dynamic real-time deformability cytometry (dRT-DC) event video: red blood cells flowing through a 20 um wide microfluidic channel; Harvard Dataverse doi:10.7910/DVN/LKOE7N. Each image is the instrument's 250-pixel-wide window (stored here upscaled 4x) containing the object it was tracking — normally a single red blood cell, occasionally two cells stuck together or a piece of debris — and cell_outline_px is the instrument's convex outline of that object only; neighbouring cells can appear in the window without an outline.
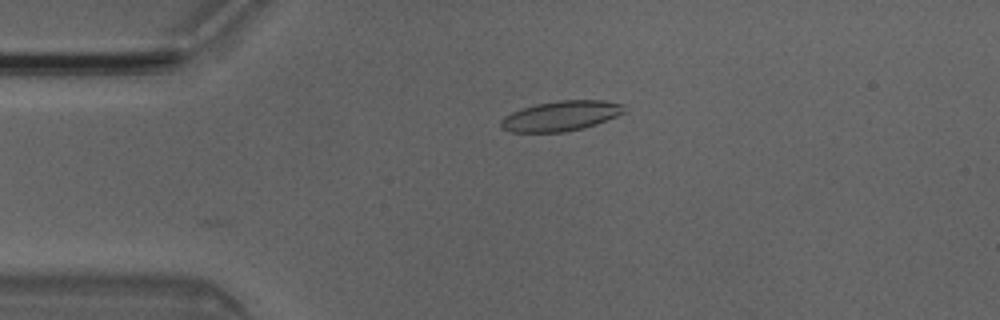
{"species": "Egyptian fruit bat (a non-hibernating species)", "species_latin": "Rousettus aegyptiacus", "temperature_condition": "room temperature", "stored_images_in_passage": 2, "camera_frame_rate_fps": 3000, "um_per_image_px": 0.085, "animal": {"sex": "male"}, "frame": {"image": 1, "passage_image": 1, "time_ms": 0.0, "image_size_px": [1000, 320], "cell_outline_px": [[628, 112], [596, 124], [584, 128], [564, 132], [508, 132], [500, 124], [500, 120], [504, 116], [520, 108], [536, 104], [556, 100], [604, 100], [624, 104]], "centroid_in_image_um": [47.71, 9.84], "position_along_channel_um": 37.3, "area_um2": 21.91}}